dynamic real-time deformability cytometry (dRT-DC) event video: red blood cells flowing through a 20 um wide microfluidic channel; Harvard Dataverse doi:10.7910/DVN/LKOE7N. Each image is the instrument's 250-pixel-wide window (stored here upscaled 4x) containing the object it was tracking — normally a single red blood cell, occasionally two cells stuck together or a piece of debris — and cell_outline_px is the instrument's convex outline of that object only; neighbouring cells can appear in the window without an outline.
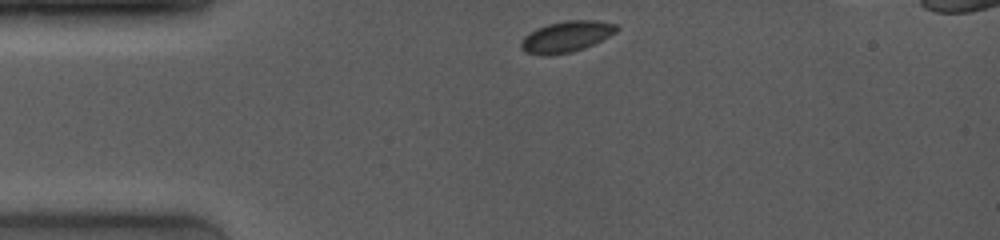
{"species": "common noctule bat (a hibernating species)", "species_latin": "Nyctalus noctula", "temperature_condition": "room temperature", "stored_images_in_passage": 46, "camera_frame_rate_fps": 4000, "um_per_image_px": 0.085, "animal": {"sex": "female", "body_mass_g": 19.0, "forearm_length_mm": 53.3}, "frame": {"image": 1, "passage_image": 1, "time_ms": 0.0, "image_size_px": [1000, 240], "cell_outline_px": [[620, 28], [616, 32], [584, 48], [572, 52], [548, 56], [540, 56], [524, 52], [520, 48], [520, 40], [524, 36], [536, 28], [548, 24], [564, 20], [596, 20], [616, 24]], "centroid_in_image_um": [48.08, 3.12], "position_along_channel_um": 36.9, "area_um2": 17.51}}
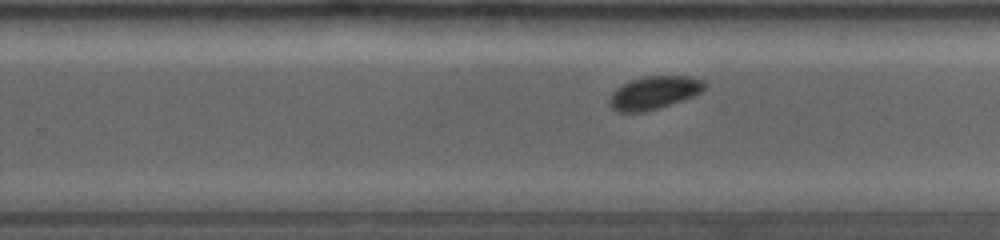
{"frame": {"image": 2, "passage_image": 28, "time_ms": 6.75, "image_size_px": [1000, 240], "cell_outline_px": [[708, 84], [700, 92], [684, 100], [644, 112], [616, 112], [608, 104], [608, 100], [612, 92], [616, 88], [632, 80], [644, 76], [688, 76], [704, 80]], "centroid_in_image_um": [55.58, 7.88], "position_along_channel_um": 274.2, "area_um2": 18.32}}
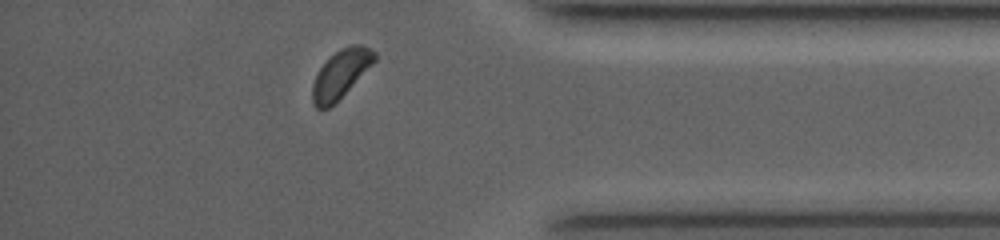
{"frame": {"image": 3, "passage_image": 42, "time_ms": 10.25, "image_size_px": [1000, 240], "cell_outline_px": [[376, 60], [328, 108], [316, 108], [312, 100], [312, 84], [320, 68], [340, 48], [352, 44], [360, 44], [376, 52]], "centroid_in_image_um": [28.95, 6.25], "position_along_channel_um": 406.2, "area_um2": 16.65}}